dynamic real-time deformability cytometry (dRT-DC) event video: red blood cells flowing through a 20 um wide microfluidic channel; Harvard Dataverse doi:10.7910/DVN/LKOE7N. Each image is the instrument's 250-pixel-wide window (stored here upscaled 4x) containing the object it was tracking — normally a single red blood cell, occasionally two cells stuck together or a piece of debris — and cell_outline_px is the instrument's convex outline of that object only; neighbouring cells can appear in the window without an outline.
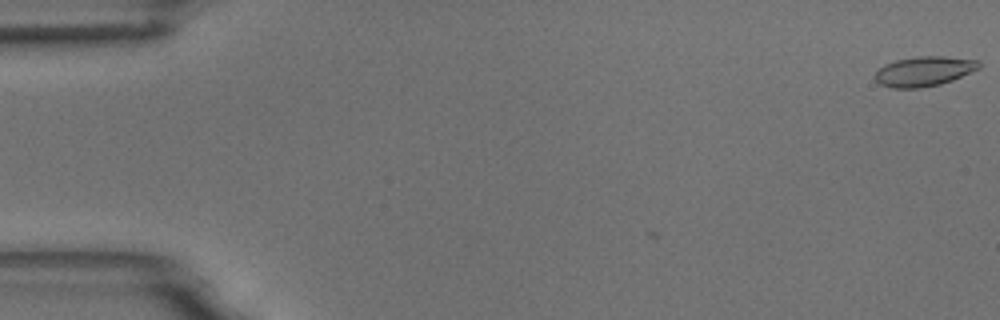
{"species": "common noctule bat (a hibernating species)", "species_latin": "Nyctalus noctula", "temperature_condition": "room temperature", "stored_images_in_passage": 4, "camera_frame_rate_fps": 3000, "um_per_image_px": 0.085, "animal": {"sex": "male", "body_mass_g": 18.8}, "frame": {"image": 1, "passage_image": 1, "time_ms": 0.0, "image_size_px": [1000, 320], "cell_outline_px": [[980, 68], [952, 80], [940, 84], [920, 88], [892, 88], [880, 84], [876, 80], [876, 72], [884, 64], [896, 60], [916, 56], [944, 56], [980, 60]], "centroid_in_image_um": [78.56, 6.05], "position_along_channel_um": 6.4, "area_um2": 18.03}}